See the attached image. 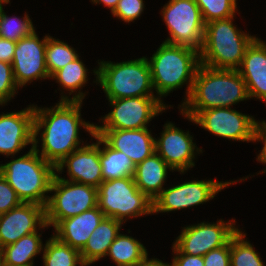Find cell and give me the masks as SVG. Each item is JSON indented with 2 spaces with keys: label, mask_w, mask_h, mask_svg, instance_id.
<instances>
[{
  "label": "cell",
  "mask_w": 266,
  "mask_h": 266,
  "mask_svg": "<svg viewBox=\"0 0 266 266\" xmlns=\"http://www.w3.org/2000/svg\"><path fill=\"white\" fill-rule=\"evenodd\" d=\"M37 144L29 152L9 163L0 165V173L15 190L23 203L46 206L55 167L39 155Z\"/></svg>",
  "instance_id": "cell-4"
},
{
  "label": "cell",
  "mask_w": 266,
  "mask_h": 266,
  "mask_svg": "<svg viewBox=\"0 0 266 266\" xmlns=\"http://www.w3.org/2000/svg\"><path fill=\"white\" fill-rule=\"evenodd\" d=\"M235 183L212 180L189 181L169 189H163L153 200V213L170 212L203 204L215 197V194Z\"/></svg>",
  "instance_id": "cell-12"
},
{
  "label": "cell",
  "mask_w": 266,
  "mask_h": 266,
  "mask_svg": "<svg viewBox=\"0 0 266 266\" xmlns=\"http://www.w3.org/2000/svg\"><path fill=\"white\" fill-rule=\"evenodd\" d=\"M17 89L12 64L0 61V105L7 103Z\"/></svg>",
  "instance_id": "cell-33"
},
{
  "label": "cell",
  "mask_w": 266,
  "mask_h": 266,
  "mask_svg": "<svg viewBox=\"0 0 266 266\" xmlns=\"http://www.w3.org/2000/svg\"><path fill=\"white\" fill-rule=\"evenodd\" d=\"M110 147L124 152L136 166L155 153V139L144 129H94Z\"/></svg>",
  "instance_id": "cell-19"
},
{
  "label": "cell",
  "mask_w": 266,
  "mask_h": 266,
  "mask_svg": "<svg viewBox=\"0 0 266 266\" xmlns=\"http://www.w3.org/2000/svg\"><path fill=\"white\" fill-rule=\"evenodd\" d=\"M92 137L96 139V143L86 144L70 153L57 164L55 171L62 173L66 165L70 177L68 181L98 188L103 182L99 147L102 145V138L95 133Z\"/></svg>",
  "instance_id": "cell-16"
},
{
  "label": "cell",
  "mask_w": 266,
  "mask_h": 266,
  "mask_svg": "<svg viewBox=\"0 0 266 266\" xmlns=\"http://www.w3.org/2000/svg\"><path fill=\"white\" fill-rule=\"evenodd\" d=\"M148 63L153 88L158 98L166 96L184 83H189L185 101L188 99L196 70L200 65L199 51L191 47L163 42Z\"/></svg>",
  "instance_id": "cell-3"
},
{
  "label": "cell",
  "mask_w": 266,
  "mask_h": 266,
  "mask_svg": "<svg viewBox=\"0 0 266 266\" xmlns=\"http://www.w3.org/2000/svg\"><path fill=\"white\" fill-rule=\"evenodd\" d=\"M204 266H231L230 241L217 249L209 251L203 256Z\"/></svg>",
  "instance_id": "cell-36"
},
{
  "label": "cell",
  "mask_w": 266,
  "mask_h": 266,
  "mask_svg": "<svg viewBox=\"0 0 266 266\" xmlns=\"http://www.w3.org/2000/svg\"><path fill=\"white\" fill-rule=\"evenodd\" d=\"M16 42L0 37V61L12 63Z\"/></svg>",
  "instance_id": "cell-39"
},
{
  "label": "cell",
  "mask_w": 266,
  "mask_h": 266,
  "mask_svg": "<svg viewBox=\"0 0 266 266\" xmlns=\"http://www.w3.org/2000/svg\"><path fill=\"white\" fill-rule=\"evenodd\" d=\"M94 70L108 99L155 96L151 71L146 57L113 63L101 61Z\"/></svg>",
  "instance_id": "cell-6"
},
{
  "label": "cell",
  "mask_w": 266,
  "mask_h": 266,
  "mask_svg": "<svg viewBox=\"0 0 266 266\" xmlns=\"http://www.w3.org/2000/svg\"><path fill=\"white\" fill-rule=\"evenodd\" d=\"M16 19L18 18H9L2 8L0 14V37L18 42L21 38L27 37L35 31L33 23L28 15L25 14L23 20Z\"/></svg>",
  "instance_id": "cell-31"
},
{
  "label": "cell",
  "mask_w": 266,
  "mask_h": 266,
  "mask_svg": "<svg viewBox=\"0 0 266 266\" xmlns=\"http://www.w3.org/2000/svg\"><path fill=\"white\" fill-rule=\"evenodd\" d=\"M42 41L34 31L31 35L21 38L16 42L12 68L13 75L18 87L31 83L33 80L51 78L46 67L45 49L47 38Z\"/></svg>",
  "instance_id": "cell-14"
},
{
  "label": "cell",
  "mask_w": 266,
  "mask_h": 266,
  "mask_svg": "<svg viewBox=\"0 0 266 266\" xmlns=\"http://www.w3.org/2000/svg\"><path fill=\"white\" fill-rule=\"evenodd\" d=\"M44 266H84L80 252L52 236L43 246Z\"/></svg>",
  "instance_id": "cell-27"
},
{
  "label": "cell",
  "mask_w": 266,
  "mask_h": 266,
  "mask_svg": "<svg viewBox=\"0 0 266 266\" xmlns=\"http://www.w3.org/2000/svg\"><path fill=\"white\" fill-rule=\"evenodd\" d=\"M107 255L117 266H135L148 253L138 240L124 234H118L110 245Z\"/></svg>",
  "instance_id": "cell-26"
},
{
  "label": "cell",
  "mask_w": 266,
  "mask_h": 266,
  "mask_svg": "<svg viewBox=\"0 0 266 266\" xmlns=\"http://www.w3.org/2000/svg\"><path fill=\"white\" fill-rule=\"evenodd\" d=\"M237 71L244 79L249 98L266 102V43L256 38L247 48Z\"/></svg>",
  "instance_id": "cell-20"
},
{
  "label": "cell",
  "mask_w": 266,
  "mask_h": 266,
  "mask_svg": "<svg viewBox=\"0 0 266 266\" xmlns=\"http://www.w3.org/2000/svg\"><path fill=\"white\" fill-rule=\"evenodd\" d=\"M143 8V0H119L112 14L129 23L142 14Z\"/></svg>",
  "instance_id": "cell-34"
},
{
  "label": "cell",
  "mask_w": 266,
  "mask_h": 266,
  "mask_svg": "<svg viewBox=\"0 0 266 266\" xmlns=\"http://www.w3.org/2000/svg\"><path fill=\"white\" fill-rule=\"evenodd\" d=\"M201 10L205 24L220 19L234 17L236 0H194Z\"/></svg>",
  "instance_id": "cell-32"
},
{
  "label": "cell",
  "mask_w": 266,
  "mask_h": 266,
  "mask_svg": "<svg viewBox=\"0 0 266 266\" xmlns=\"http://www.w3.org/2000/svg\"><path fill=\"white\" fill-rule=\"evenodd\" d=\"M45 206V221L55 227L61 220L79 215L97 206V188L68 181L55 173Z\"/></svg>",
  "instance_id": "cell-8"
},
{
  "label": "cell",
  "mask_w": 266,
  "mask_h": 266,
  "mask_svg": "<svg viewBox=\"0 0 266 266\" xmlns=\"http://www.w3.org/2000/svg\"><path fill=\"white\" fill-rule=\"evenodd\" d=\"M135 266H170L167 263H163L159 259H148V255H146L141 261H139Z\"/></svg>",
  "instance_id": "cell-40"
},
{
  "label": "cell",
  "mask_w": 266,
  "mask_h": 266,
  "mask_svg": "<svg viewBox=\"0 0 266 266\" xmlns=\"http://www.w3.org/2000/svg\"><path fill=\"white\" fill-rule=\"evenodd\" d=\"M45 56L47 71L51 77L56 71L74 61L79 55L67 43L49 36L47 38Z\"/></svg>",
  "instance_id": "cell-28"
},
{
  "label": "cell",
  "mask_w": 266,
  "mask_h": 266,
  "mask_svg": "<svg viewBox=\"0 0 266 266\" xmlns=\"http://www.w3.org/2000/svg\"><path fill=\"white\" fill-rule=\"evenodd\" d=\"M114 108L103 118L102 126L94 129H144L152 118L167 107L157 96L108 99Z\"/></svg>",
  "instance_id": "cell-10"
},
{
  "label": "cell",
  "mask_w": 266,
  "mask_h": 266,
  "mask_svg": "<svg viewBox=\"0 0 266 266\" xmlns=\"http://www.w3.org/2000/svg\"><path fill=\"white\" fill-rule=\"evenodd\" d=\"M119 0H92L93 3H104L105 6L109 7L111 12H113L117 6Z\"/></svg>",
  "instance_id": "cell-41"
},
{
  "label": "cell",
  "mask_w": 266,
  "mask_h": 266,
  "mask_svg": "<svg viewBox=\"0 0 266 266\" xmlns=\"http://www.w3.org/2000/svg\"><path fill=\"white\" fill-rule=\"evenodd\" d=\"M239 231L232 221L223 220L216 224L201 222L183 228L174 245L183 253L192 256H204L209 251L226 245Z\"/></svg>",
  "instance_id": "cell-13"
},
{
  "label": "cell",
  "mask_w": 266,
  "mask_h": 266,
  "mask_svg": "<svg viewBox=\"0 0 266 266\" xmlns=\"http://www.w3.org/2000/svg\"><path fill=\"white\" fill-rule=\"evenodd\" d=\"M9 2H10V0H0V14H1V11H2V8H3L2 4L3 3H5V4L7 3L8 4Z\"/></svg>",
  "instance_id": "cell-42"
},
{
  "label": "cell",
  "mask_w": 266,
  "mask_h": 266,
  "mask_svg": "<svg viewBox=\"0 0 266 266\" xmlns=\"http://www.w3.org/2000/svg\"><path fill=\"white\" fill-rule=\"evenodd\" d=\"M187 119L219 137L236 141H254L257 121L230 107H218L199 111Z\"/></svg>",
  "instance_id": "cell-11"
},
{
  "label": "cell",
  "mask_w": 266,
  "mask_h": 266,
  "mask_svg": "<svg viewBox=\"0 0 266 266\" xmlns=\"http://www.w3.org/2000/svg\"><path fill=\"white\" fill-rule=\"evenodd\" d=\"M0 266H8V265H5V264H3V263L1 262Z\"/></svg>",
  "instance_id": "cell-43"
},
{
  "label": "cell",
  "mask_w": 266,
  "mask_h": 266,
  "mask_svg": "<svg viewBox=\"0 0 266 266\" xmlns=\"http://www.w3.org/2000/svg\"><path fill=\"white\" fill-rule=\"evenodd\" d=\"M122 222L105 217L90 235L86 245L80 251L84 266H88L107 255L110 245L120 233Z\"/></svg>",
  "instance_id": "cell-23"
},
{
  "label": "cell",
  "mask_w": 266,
  "mask_h": 266,
  "mask_svg": "<svg viewBox=\"0 0 266 266\" xmlns=\"http://www.w3.org/2000/svg\"><path fill=\"white\" fill-rule=\"evenodd\" d=\"M85 94L79 91L69 98L61 96V100L53 108H38L34 106V143L38 144L37 136L42 128L41 155L54 167L70 153L80 148L79 126L94 134V124L83 122L80 113Z\"/></svg>",
  "instance_id": "cell-1"
},
{
  "label": "cell",
  "mask_w": 266,
  "mask_h": 266,
  "mask_svg": "<svg viewBox=\"0 0 266 266\" xmlns=\"http://www.w3.org/2000/svg\"><path fill=\"white\" fill-rule=\"evenodd\" d=\"M162 17L171 35L163 42L200 51L206 24L194 0H170L163 7Z\"/></svg>",
  "instance_id": "cell-9"
},
{
  "label": "cell",
  "mask_w": 266,
  "mask_h": 266,
  "mask_svg": "<svg viewBox=\"0 0 266 266\" xmlns=\"http://www.w3.org/2000/svg\"><path fill=\"white\" fill-rule=\"evenodd\" d=\"M41 234L34 232L0 249L1 262L8 266H33V258L43 249Z\"/></svg>",
  "instance_id": "cell-24"
},
{
  "label": "cell",
  "mask_w": 266,
  "mask_h": 266,
  "mask_svg": "<svg viewBox=\"0 0 266 266\" xmlns=\"http://www.w3.org/2000/svg\"><path fill=\"white\" fill-rule=\"evenodd\" d=\"M104 147H100V163L103 181L133 176L135 165L130 158L121 151L110 147L103 139Z\"/></svg>",
  "instance_id": "cell-25"
},
{
  "label": "cell",
  "mask_w": 266,
  "mask_h": 266,
  "mask_svg": "<svg viewBox=\"0 0 266 266\" xmlns=\"http://www.w3.org/2000/svg\"><path fill=\"white\" fill-rule=\"evenodd\" d=\"M104 218L105 215L97 205L79 215L61 220L54 227L56 234L53 236L80 252Z\"/></svg>",
  "instance_id": "cell-21"
},
{
  "label": "cell",
  "mask_w": 266,
  "mask_h": 266,
  "mask_svg": "<svg viewBox=\"0 0 266 266\" xmlns=\"http://www.w3.org/2000/svg\"><path fill=\"white\" fill-rule=\"evenodd\" d=\"M242 231H238L230 239V265L231 266H264L257 252L249 241L245 240Z\"/></svg>",
  "instance_id": "cell-29"
},
{
  "label": "cell",
  "mask_w": 266,
  "mask_h": 266,
  "mask_svg": "<svg viewBox=\"0 0 266 266\" xmlns=\"http://www.w3.org/2000/svg\"><path fill=\"white\" fill-rule=\"evenodd\" d=\"M172 247L176 256L170 266H204L203 256L183 254L174 244Z\"/></svg>",
  "instance_id": "cell-37"
},
{
  "label": "cell",
  "mask_w": 266,
  "mask_h": 266,
  "mask_svg": "<svg viewBox=\"0 0 266 266\" xmlns=\"http://www.w3.org/2000/svg\"><path fill=\"white\" fill-rule=\"evenodd\" d=\"M21 203L15 190L0 173V214L8 212Z\"/></svg>",
  "instance_id": "cell-35"
},
{
  "label": "cell",
  "mask_w": 266,
  "mask_h": 266,
  "mask_svg": "<svg viewBox=\"0 0 266 266\" xmlns=\"http://www.w3.org/2000/svg\"><path fill=\"white\" fill-rule=\"evenodd\" d=\"M233 18L214 20L205 25L200 64L215 69L237 70L244 54L256 39L233 25Z\"/></svg>",
  "instance_id": "cell-5"
},
{
  "label": "cell",
  "mask_w": 266,
  "mask_h": 266,
  "mask_svg": "<svg viewBox=\"0 0 266 266\" xmlns=\"http://www.w3.org/2000/svg\"><path fill=\"white\" fill-rule=\"evenodd\" d=\"M250 99L244 79L237 70L215 69L200 64L188 99L182 103V115L193 118L199 111L230 107Z\"/></svg>",
  "instance_id": "cell-2"
},
{
  "label": "cell",
  "mask_w": 266,
  "mask_h": 266,
  "mask_svg": "<svg viewBox=\"0 0 266 266\" xmlns=\"http://www.w3.org/2000/svg\"><path fill=\"white\" fill-rule=\"evenodd\" d=\"M97 195V205L105 217L122 223L126 217L153 213V201L139 190L133 176L103 181Z\"/></svg>",
  "instance_id": "cell-7"
},
{
  "label": "cell",
  "mask_w": 266,
  "mask_h": 266,
  "mask_svg": "<svg viewBox=\"0 0 266 266\" xmlns=\"http://www.w3.org/2000/svg\"><path fill=\"white\" fill-rule=\"evenodd\" d=\"M87 71L85 65L80 61L79 56L65 65L63 68L56 71L51 78L56 79L62 87L71 91V95L75 90L79 89L88 81Z\"/></svg>",
  "instance_id": "cell-30"
},
{
  "label": "cell",
  "mask_w": 266,
  "mask_h": 266,
  "mask_svg": "<svg viewBox=\"0 0 266 266\" xmlns=\"http://www.w3.org/2000/svg\"><path fill=\"white\" fill-rule=\"evenodd\" d=\"M38 227V228H37ZM45 207L36 203H21L0 214V249L15 243L23 236L47 228Z\"/></svg>",
  "instance_id": "cell-15"
},
{
  "label": "cell",
  "mask_w": 266,
  "mask_h": 266,
  "mask_svg": "<svg viewBox=\"0 0 266 266\" xmlns=\"http://www.w3.org/2000/svg\"><path fill=\"white\" fill-rule=\"evenodd\" d=\"M161 138L155 139V152L172 168L181 173L195 166L193 159L197 149L193 143V137L183 130L178 129L172 123L164 125Z\"/></svg>",
  "instance_id": "cell-17"
},
{
  "label": "cell",
  "mask_w": 266,
  "mask_h": 266,
  "mask_svg": "<svg viewBox=\"0 0 266 266\" xmlns=\"http://www.w3.org/2000/svg\"><path fill=\"white\" fill-rule=\"evenodd\" d=\"M254 141H263L264 147L262 151L257 156V160L266 164V122H257L256 128H255V137ZM263 173H266V170L263 171Z\"/></svg>",
  "instance_id": "cell-38"
},
{
  "label": "cell",
  "mask_w": 266,
  "mask_h": 266,
  "mask_svg": "<svg viewBox=\"0 0 266 266\" xmlns=\"http://www.w3.org/2000/svg\"><path fill=\"white\" fill-rule=\"evenodd\" d=\"M167 169L172 168L155 152L135 166L134 181L136 186L150 200H154L164 189Z\"/></svg>",
  "instance_id": "cell-22"
},
{
  "label": "cell",
  "mask_w": 266,
  "mask_h": 266,
  "mask_svg": "<svg viewBox=\"0 0 266 266\" xmlns=\"http://www.w3.org/2000/svg\"><path fill=\"white\" fill-rule=\"evenodd\" d=\"M33 106V107H32ZM19 112L0 115V153L15 155L34 143V105Z\"/></svg>",
  "instance_id": "cell-18"
}]
</instances>
